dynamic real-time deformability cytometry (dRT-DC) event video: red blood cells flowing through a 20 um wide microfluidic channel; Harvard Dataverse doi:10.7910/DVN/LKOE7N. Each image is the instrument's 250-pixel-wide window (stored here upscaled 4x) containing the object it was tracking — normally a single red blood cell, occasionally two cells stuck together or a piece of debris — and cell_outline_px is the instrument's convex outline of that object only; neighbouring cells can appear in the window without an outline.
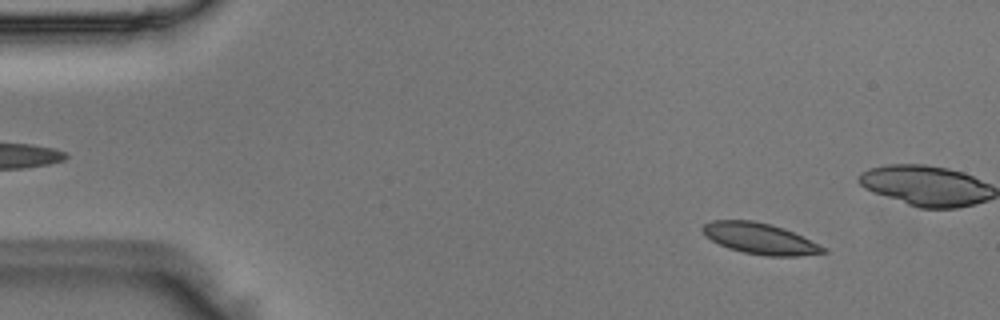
{"species": "Egyptian fruit bat (a non-hibernating species)", "species_latin": "Rousettus aegyptiacus", "temperature_condition": "room temperature", "stored_images_in_passage": 15, "camera_frame_rate_fps": 3000, "um_per_image_px": 0.085, "animal": {"sex": "male"}, "frame": {"image": 1, "passage_image": 5, "time_ms": 1.333, "image_size_px": [1000, 320], "cell_outline_px": [[828, 252], [800, 256], [764, 256], [744, 252], [728, 248], [704, 236], [700, 228], [704, 224], [712, 220], [752, 220], [784, 228], [828, 248]], "centroid_in_image_um": [64.59, 20.28], "position_along_channel_um": 20.4, "area_um2": 21.85}}